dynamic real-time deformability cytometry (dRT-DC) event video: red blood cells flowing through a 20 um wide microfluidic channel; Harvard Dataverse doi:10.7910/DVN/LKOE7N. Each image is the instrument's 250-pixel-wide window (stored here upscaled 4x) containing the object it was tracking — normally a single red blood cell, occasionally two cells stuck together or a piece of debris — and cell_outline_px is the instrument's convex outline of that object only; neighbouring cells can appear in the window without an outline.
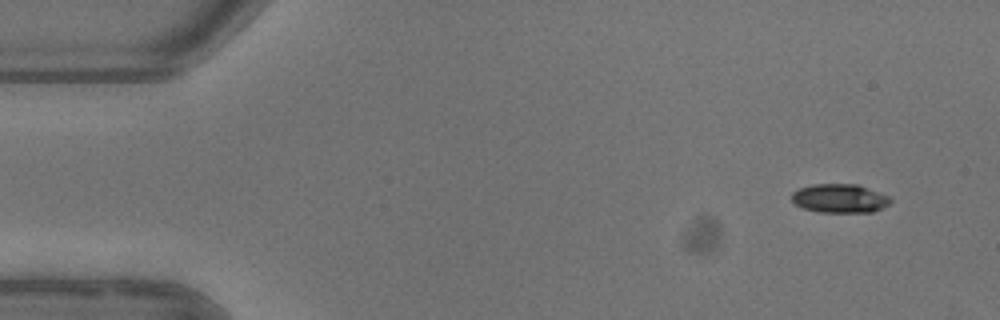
{"species": "common noctule bat (a hibernating species)", "species_latin": "Nyctalus noctula", "temperature_condition": "warm", "stored_images_in_passage": 3, "camera_frame_rate_fps": 3000, "um_per_image_px": 0.085, "animal": {"sex": "female"}, "frame": {"image": 1, "passage_image": 1, "time_ms": 0.0, "image_size_px": [1000, 320], "cell_outline_px": [[892, 200], [888, 204], [872, 212], [820, 212], [804, 208], [796, 204], [792, 200], [792, 192], [800, 188], [812, 184], [856, 184], [888, 196]], "centroid_in_image_um": [71.35, 16.86], "position_along_channel_um": 13.7, "area_um2": 16.3}}
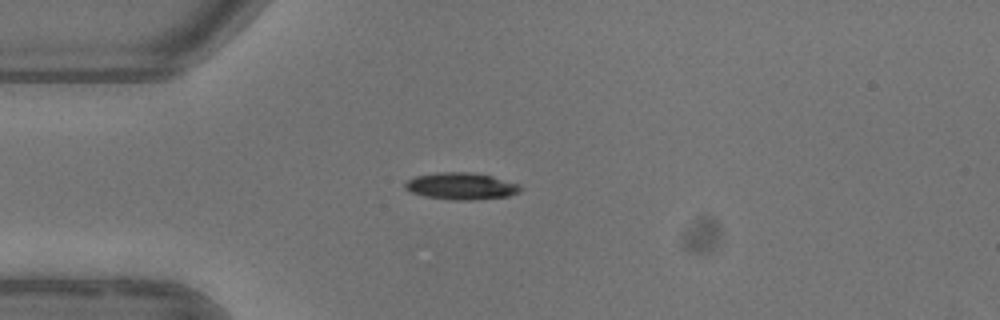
{"frame": {"image": 2, "passage_image": 3, "time_ms": 3.333, "image_size_px": [1000, 320], "cell_outline_px": [[520, 192], [508, 196], [472, 200], [452, 200], [424, 196], [412, 192], [404, 188], [404, 184], [408, 180], [416, 176], [436, 172], [468, 172], [492, 176], [520, 184]], "centroid_in_image_um": [39.19, 15.82], "position_along_channel_um": 45.8, "area_um2": 18.03}}